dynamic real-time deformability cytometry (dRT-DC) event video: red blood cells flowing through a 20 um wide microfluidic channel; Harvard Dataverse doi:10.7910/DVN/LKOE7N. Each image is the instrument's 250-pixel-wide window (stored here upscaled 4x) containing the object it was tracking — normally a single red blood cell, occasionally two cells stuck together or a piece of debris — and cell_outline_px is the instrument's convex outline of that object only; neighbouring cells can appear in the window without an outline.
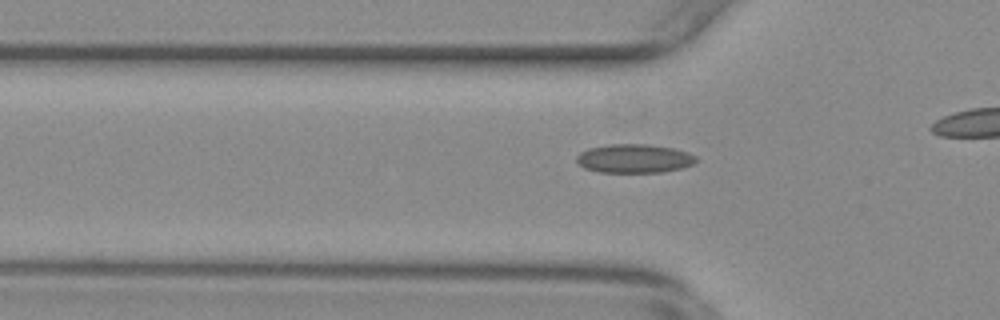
{"species": "common noctule bat (a hibernating species)", "species_latin": "Nyctalus noctula", "temperature_condition": "warm", "stored_images_in_passage": 42, "camera_frame_rate_fps": 3000, "um_per_image_px": 0.085, "animal": {"sex": "female", "body_mass_g": 29.2, "forearm_length_mm": 56.3}, "frame": {"image": 1, "passage_image": 16, "time_ms": 5.0, "image_size_px": [1000, 320], "cell_outline_px": [[696, 160], [692, 164], [680, 168], [664, 172], [600, 172], [584, 168], [576, 160], [576, 156], [580, 152], [588, 148], [608, 144], [648, 144], [672, 148], [688, 152], [696, 156]], "centroid_in_image_um": [53.88, 13.47], "position_along_channel_um": 71.9, "area_um2": 20.0}}
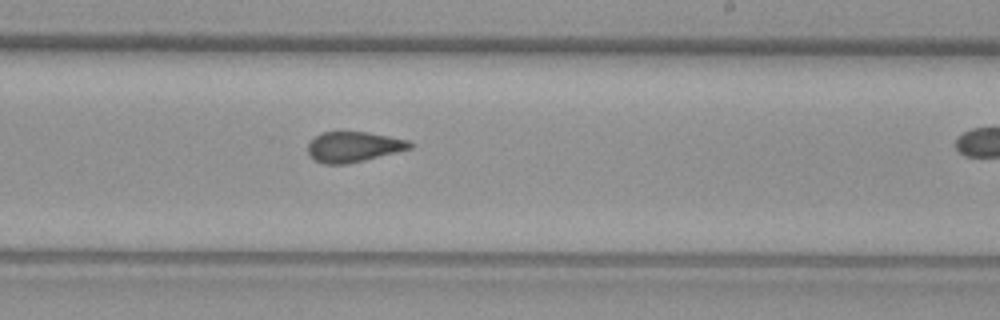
{"frame": {"image": 2, "passage_image": 31, "time_ms": 10.0, "image_size_px": [1000, 320], "cell_outline_px": [[416, 144], [412, 148], [348, 164], [324, 164], [312, 160], [308, 152], [308, 144], [320, 132], [368, 132], [408, 140]], "centroid_in_image_um": [30.05, 12.48], "position_along_channel_um": 259.0, "area_um2": 18.09}}
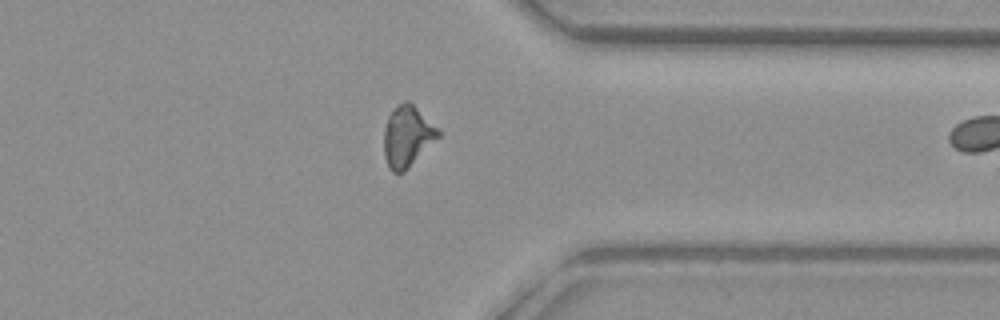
{"frame": {"image": 3, "passage_image": 41, "time_ms": 13.333, "image_size_px": [1000, 320], "cell_outline_px": [[440, 136], [404, 172], [392, 172], [388, 168], [384, 156], [384, 128], [388, 116], [396, 104], [408, 100], [440, 132]], "centroid_in_image_um": [34.58, 11.6], "position_along_channel_um": 376.8, "area_um2": 19.02}}